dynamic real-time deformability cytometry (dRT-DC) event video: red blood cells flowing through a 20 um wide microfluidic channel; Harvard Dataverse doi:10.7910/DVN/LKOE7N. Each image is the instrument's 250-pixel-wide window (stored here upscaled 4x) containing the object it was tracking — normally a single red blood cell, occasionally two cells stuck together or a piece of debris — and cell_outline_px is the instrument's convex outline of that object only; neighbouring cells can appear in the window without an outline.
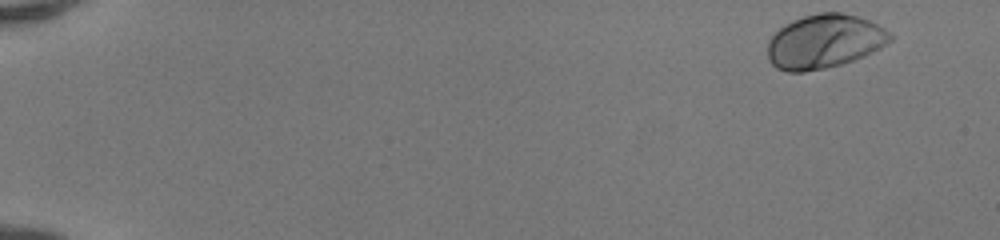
{"species": "human", "species_latin": "Homo sapiens", "temperature_condition": "room temperature", "stored_images_in_passage": 48, "camera_frame_rate_fps": 3000, "um_per_image_px": 0.085, "donor": {"sex": "female"}, "frame": {"image": 1, "passage_image": 1, "time_ms": 0.0, "image_size_px": [1000, 240], "cell_outline_px": [[892, 40], [880, 48], [864, 56], [840, 64], [824, 68], [804, 72], [788, 72], [776, 68], [768, 60], [768, 40], [784, 24], [792, 20], [804, 16], [820, 12], [840, 12], [856, 16], [868, 20], [884, 28], [892, 36]], "centroid_in_image_um": [70.05, 3.52], "position_along_channel_um": 15.0, "area_um2": 38.38}}
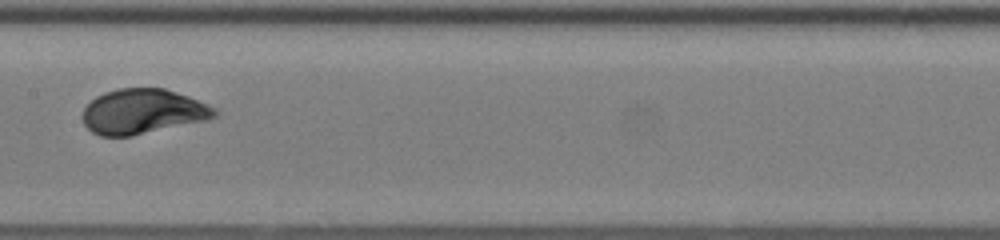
{"frame": {"image": 2, "passage_image": 26, "time_ms": 8.333, "image_size_px": [1000, 240], "cell_outline_px": [[220, 112], [216, 116], [208, 120], [132, 136], [100, 136], [92, 132], [84, 124], [80, 116], [84, 108], [96, 96], [104, 92], [120, 88], [164, 88], [188, 96], [208, 104], [216, 108]], "centroid_in_image_um": [12.14, 9.48], "position_along_channel_um": 195.3, "area_um2": 34.85}}
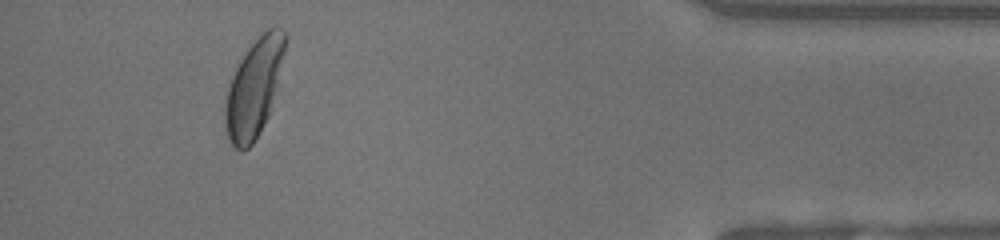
{"frame": {"image": 3, "passage_image": 45, "time_ms": 14.667, "image_size_px": [1000, 240], "cell_outline_px": [[284, 52], [276, 88], [268, 116], [252, 144], [244, 152], [240, 152], [228, 140], [224, 124], [224, 104], [228, 84], [240, 60], [248, 48], [268, 28], [280, 28], [284, 32]], "centroid_in_image_um": [21.53, 7.55], "position_along_channel_um": 413.7, "area_um2": 33.52}, "authors_computed_cell_mechanics": {"area_um2": 34.7956, "velocity_mm_per_s": 4.1387, "shape_relaxation_time_tau1_ms": 2.5301, "shape_relaxation_time_tau2_ms": null, "deformation_change_tau1": 0.1551, "deformation_change_tau2": null}}